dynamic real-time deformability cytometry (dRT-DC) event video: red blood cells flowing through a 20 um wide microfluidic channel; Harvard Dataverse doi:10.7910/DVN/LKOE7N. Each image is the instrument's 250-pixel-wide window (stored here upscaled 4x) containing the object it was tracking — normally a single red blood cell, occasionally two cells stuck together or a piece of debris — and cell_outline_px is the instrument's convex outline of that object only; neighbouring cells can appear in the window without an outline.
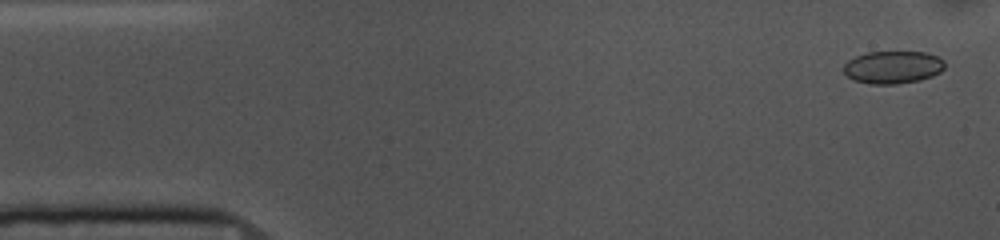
{"species": "common noctule bat (a hibernating species)", "species_latin": "Nyctalus noctula", "temperature_condition": "cold", "stored_images_in_passage": 52, "camera_frame_rate_fps": 3000, "um_per_image_px": 0.085, "animal": {"sex": "female", "body_mass_g": 10.0, "forearm_length_mm": 53.1}, "frame": {"image": 1, "passage_image": 1, "time_ms": 0.0, "image_size_px": [1000, 240], "cell_outline_px": [[944, 68], [940, 72], [932, 76], [920, 80], [896, 84], [868, 84], [852, 80], [844, 72], [844, 64], [848, 60], [856, 56], [868, 52], [924, 52], [936, 56], [944, 60]], "centroid_in_image_um": [75.88, 5.72], "position_along_channel_um": 9.1, "area_um2": 19.25}}
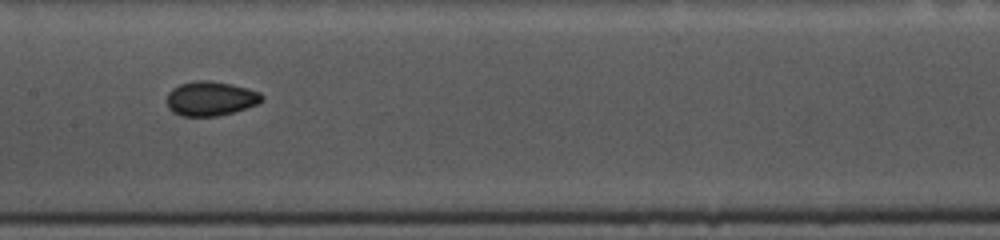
{"frame": {"image": 2, "passage_image": 24, "time_ms": 7.667, "image_size_px": [1000, 240], "cell_outline_px": [[264, 100], [256, 104], [232, 112], [216, 116], [180, 116], [172, 112], [168, 108], [168, 92], [172, 88], [180, 84], [192, 80], [208, 80], [232, 84], [248, 88], [260, 92], [264, 96]], "centroid_in_image_um": [17.89, 8.36], "position_along_channel_um": 189.5, "area_um2": 19.13}}
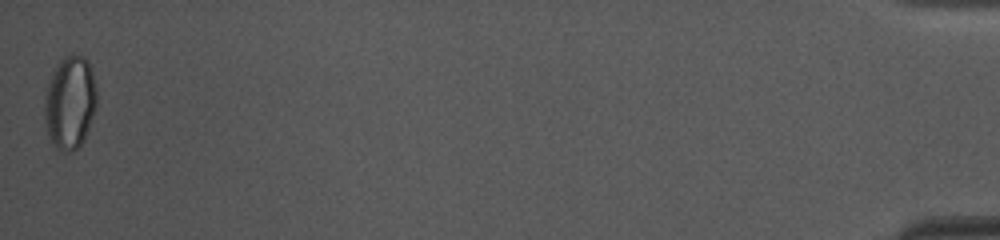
{"frame": {"image": 3, "passage_image": 52, "time_ms": 17.0, "image_size_px": [1000, 240], "cell_outline_px": [[96, 108], [84, 140], [72, 152], [64, 152], [56, 148], [48, 136], [44, 120], [44, 104], [48, 84], [52, 72], [60, 60], [64, 56], [84, 56], [88, 60], [96, 84]], "centroid_in_image_um": [5.95, 8.73], "position_along_channel_um": 429.3, "area_um2": 28.38}, "authors_computed_cell_mechanics": {"area_um2": 19.2474, "velocity_mm_per_s": 3.6633, "shape_relaxation_time_tau1_ms": 3.1607, "shape_relaxation_time_tau2_ms": 2.3854, "deformation_change_tau1": 0.0881, "deformation_change_tau2": 0.0427}}